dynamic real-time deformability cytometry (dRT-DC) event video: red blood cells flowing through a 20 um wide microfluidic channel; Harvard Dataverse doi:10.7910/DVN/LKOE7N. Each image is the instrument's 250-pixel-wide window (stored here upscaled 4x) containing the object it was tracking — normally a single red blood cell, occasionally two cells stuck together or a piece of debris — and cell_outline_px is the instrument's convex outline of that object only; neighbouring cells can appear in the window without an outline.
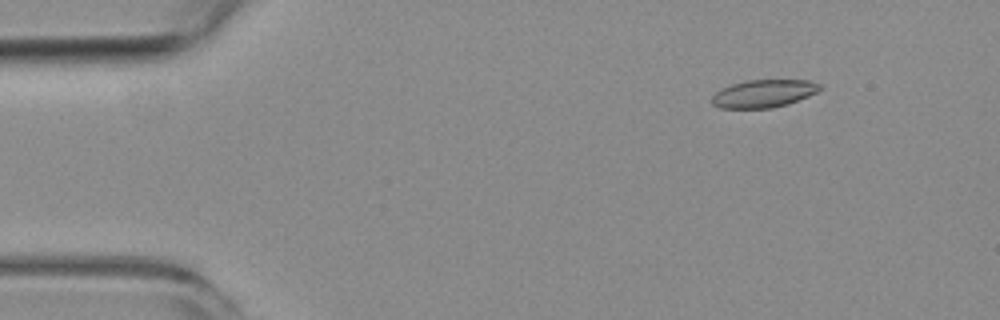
{"species": "common noctule bat (a hibernating species)", "species_latin": "Nyctalus noctula", "temperature_condition": "room temperature", "stored_images_in_passage": 10, "camera_frame_rate_fps": 3000, "um_per_image_px": 0.085, "animal": {"sex": "female", "body_mass_g": 19.3, "forearm_length_mm": 54.1}, "frame": {"image": 1, "passage_image": 2, "time_ms": 1.0, "image_size_px": [1000, 320], "cell_outline_px": [[820, 88], [816, 92], [808, 96], [788, 104], [772, 108], [720, 108], [712, 104], [712, 96], [720, 88], [744, 80], [808, 80], [820, 84]], "centroid_in_image_um": [64.87, 7.95], "position_along_channel_um": 20.1, "area_um2": 17.46}}
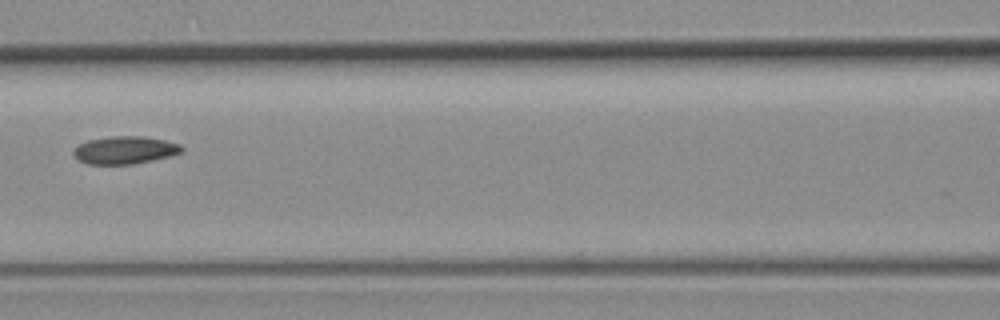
{"frame": {"image": 2, "passage_image": 7, "time_ms": 7.0, "image_size_px": [1000, 320], "cell_outline_px": [[184, 152], [152, 160], [132, 164], [88, 164], [80, 160], [72, 152], [76, 144], [88, 140], [112, 136], [144, 136], [164, 140], [180, 144], [184, 148]], "centroid_in_image_um": [10.61, 12.75], "position_along_channel_um": 156.0, "area_um2": 17.46}}
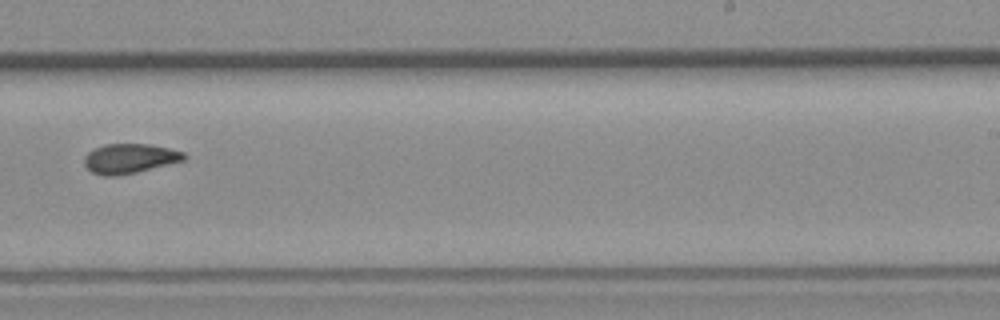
{"frame": {"image": 3, "passage_image": 10, "time_ms": 10.333, "image_size_px": [1000, 320], "cell_outline_px": [[188, 156], [184, 160], [136, 172], [116, 176], [104, 176], [92, 172], [84, 164], [84, 156], [88, 152], [104, 144], [148, 144], [168, 148], [184, 152]], "centroid_in_image_um": [11.01, 13.47], "position_along_channel_um": 278.0, "area_um2": 17.11}}